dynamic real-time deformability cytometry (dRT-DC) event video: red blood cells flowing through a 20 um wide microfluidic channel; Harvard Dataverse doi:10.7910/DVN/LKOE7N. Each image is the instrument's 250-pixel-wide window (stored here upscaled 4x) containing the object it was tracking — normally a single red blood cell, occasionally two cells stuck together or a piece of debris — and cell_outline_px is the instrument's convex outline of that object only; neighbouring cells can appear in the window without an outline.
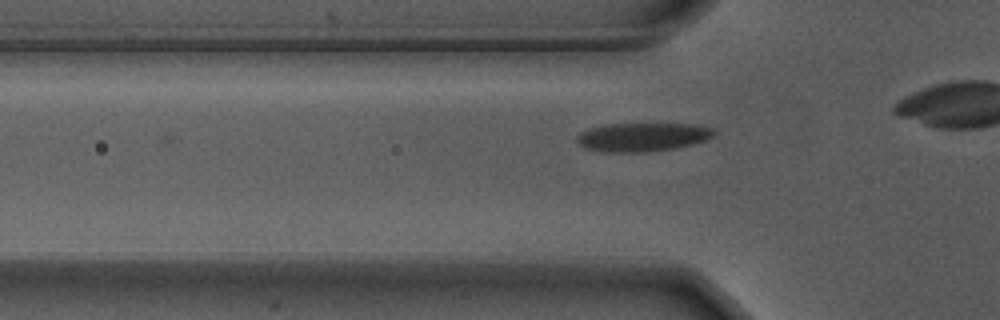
{"species": "Egyptian fruit bat (a non-hibernating species)", "species_latin": "Rousettus aegyptiacus", "temperature_condition": "warm", "stored_images_in_passage": 12, "camera_frame_rate_fps": 3000, "um_per_image_px": 0.085, "animal": {"sex": "male"}, "frame": {"image": 1, "passage_image": 6, "time_ms": 1.667, "image_size_px": [1000, 320], "cell_outline_px": [[716, 136], [708, 140], [676, 148], [648, 152], [608, 152], [584, 148], [576, 140], [576, 136], [580, 132], [592, 128], [608, 124], [692, 124], [712, 128], [716, 132]], "centroid_in_image_um": [54.65, 11.65], "position_along_channel_um": 71.1, "area_um2": 22.95}}
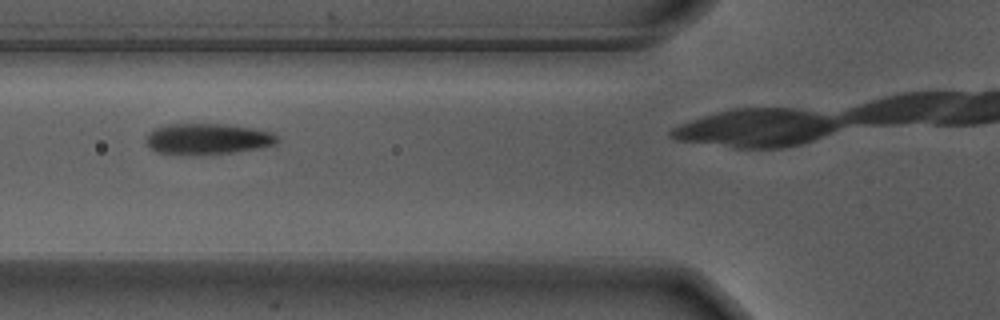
{"frame": {"image": 2, "passage_image": 9, "time_ms": 2.667, "image_size_px": [1000, 320], "cell_outline_px": [[280, 140], [276, 144], [264, 148], [232, 152], [196, 156], [180, 156], [156, 152], [148, 144], [144, 136], [148, 132], [156, 128], [168, 124], [232, 124], [272, 132], [280, 136]], "centroid_in_image_um": [17.67, 11.83], "position_along_channel_um": 108.1, "area_um2": 24.45}}